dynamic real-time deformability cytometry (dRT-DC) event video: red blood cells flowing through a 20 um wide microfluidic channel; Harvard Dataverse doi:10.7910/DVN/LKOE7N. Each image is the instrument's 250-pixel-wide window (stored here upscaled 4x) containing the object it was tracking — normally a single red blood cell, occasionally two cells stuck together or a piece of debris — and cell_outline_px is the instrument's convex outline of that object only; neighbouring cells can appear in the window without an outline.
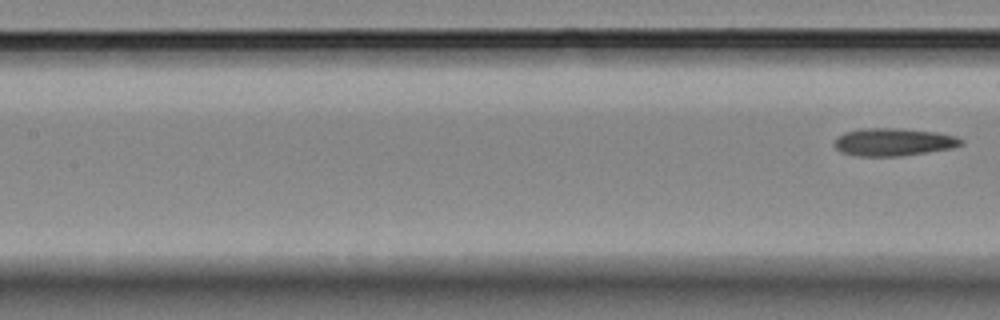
{"species": "Egyptian fruit bat (a non-hibernating species)", "species_latin": "Rousettus aegyptiacus", "temperature_condition": "room temperature", "stored_images_in_passage": 5, "segment_of_instrument_passage": [2, 2], "camera_frame_rate_fps": 3000, "um_per_image_px": 0.085, "animal": {"sex": "female"}, "frame": {"image": 1, "passage_image": 5, "time_ms": 6.333, "image_size_px": [1000, 320], "cell_outline_px": [[964, 144], [952, 148], [928, 152], [896, 156], [860, 156], [840, 152], [832, 144], [836, 136], [844, 132], [860, 128], [900, 128], [936, 132], [956, 136], [964, 140]], "centroid_in_image_um": [75.92, 12.06], "position_along_channel_um": 131.5, "area_um2": 20.69}}